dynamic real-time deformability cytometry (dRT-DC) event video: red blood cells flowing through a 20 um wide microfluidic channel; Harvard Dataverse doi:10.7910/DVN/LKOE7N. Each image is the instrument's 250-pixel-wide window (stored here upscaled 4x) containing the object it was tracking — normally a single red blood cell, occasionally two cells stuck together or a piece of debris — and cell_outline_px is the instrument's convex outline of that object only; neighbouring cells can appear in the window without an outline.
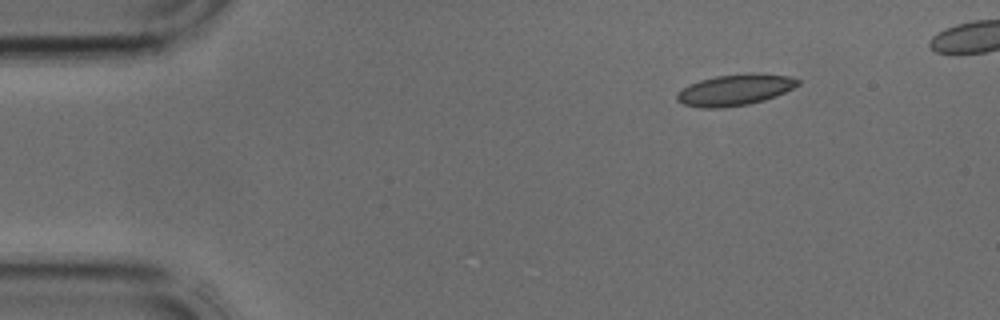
{"species": "common noctule bat (a hibernating species)", "species_latin": "Nyctalus noctula", "temperature_condition": "cold", "stored_images_in_passage": 2, "camera_frame_rate_fps": 3000, "um_per_image_px": 0.085, "animal": {"sex": "male", "body_mass_g": 17.9, "forearm_length_mm": 54.2}, "frame": {"image": 1, "passage_image": 2, "time_ms": 0.333, "image_size_px": [1000, 320], "cell_outline_px": [[800, 84], [776, 96], [764, 100], [748, 104], [720, 108], [700, 108], [684, 104], [676, 100], [676, 92], [700, 80], [716, 76], [748, 72], [756, 72], [788, 76], [800, 80]], "centroid_in_image_um": [62.48, 7.63], "position_along_channel_um": 22.5, "area_um2": 22.02}}